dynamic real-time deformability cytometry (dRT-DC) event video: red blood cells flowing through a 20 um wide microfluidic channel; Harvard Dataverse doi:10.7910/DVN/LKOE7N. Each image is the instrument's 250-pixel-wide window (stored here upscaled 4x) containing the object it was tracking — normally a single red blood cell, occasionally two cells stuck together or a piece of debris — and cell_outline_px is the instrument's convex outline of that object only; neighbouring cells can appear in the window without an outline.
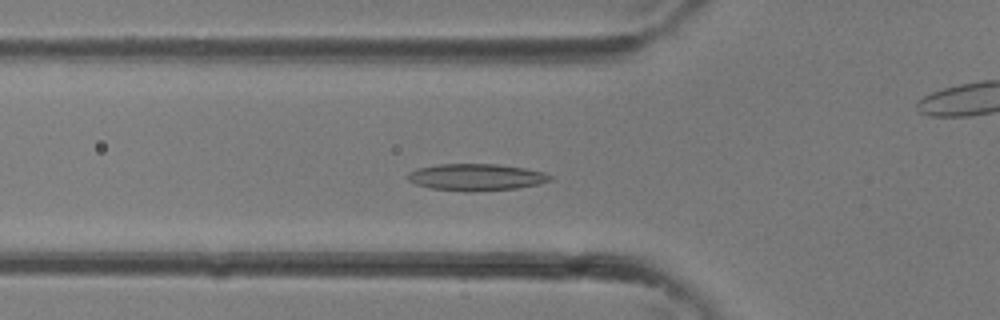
{"species": "common noctule bat (a hibernating species)", "species_latin": "Nyctalus noctula", "temperature_condition": "room temperature", "stored_images_in_passage": 37, "camera_frame_rate_fps": 3000, "um_per_image_px": 0.085, "animal": {"sex": "female"}, "frame": {"image": 1, "passage_image": 13, "time_ms": 4.0, "image_size_px": [1000, 320], "cell_outline_px": [[532, 172], [528, 184], [504, 188], [444, 188], [428, 184], [428, 168], [460, 164], [472, 164], [512, 168]], "centroid_in_image_um": [40.54, 15.02], "position_along_channel_um": 85.3, "area_um2": 15.26}}
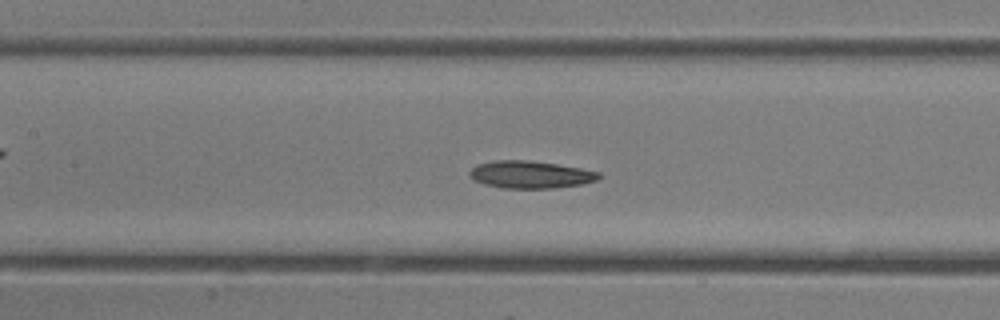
{"frame": {"image": 2, "passage_image": 17, "time_ms": 5.333, "image_size_px": [1000, 320], "cell_outline_px": [[596, 176], [588, 180], [572, 184], [532, 188], [524, 188], [496, 184], [480, 180], [472, 172], [476, 168], [488, 164], [548, 164], [572, 168], [592, 172]], "centroid_in_image_um": [45.14, 14.89], "position_along_channel_um": 162.3, "area_um2": 16.01}}
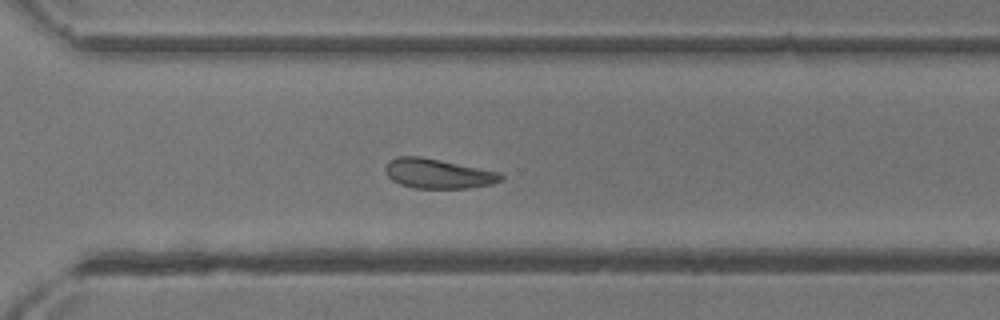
{"frame": {"image": 3, "passage_image": 26, "time_ms": 8.333, "image_size_px": [1000, 320], "cell_outline_px": [[500, 176], [496, 180], [484, 184], [456, 188], [428, 188], [404, 184], [396, 180], [392, 176], [392, 160], [432, 160], [484, 172]], "centroid_in_image_um": [37.22, 14.84], "position_along_channel_um": 333.4, "area_um2": 15.78}}